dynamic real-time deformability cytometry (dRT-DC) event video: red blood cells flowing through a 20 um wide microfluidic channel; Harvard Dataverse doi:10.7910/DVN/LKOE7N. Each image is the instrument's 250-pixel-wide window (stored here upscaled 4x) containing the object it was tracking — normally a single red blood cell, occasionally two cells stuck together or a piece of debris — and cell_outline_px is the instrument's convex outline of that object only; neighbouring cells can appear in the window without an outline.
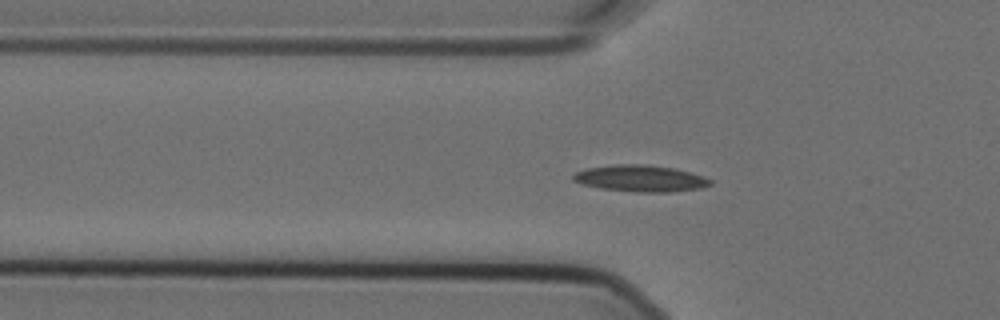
{"species": "Egyptian fruit bat (a non-hibernating species)", "species_latin": "Rousettus aegyptiacus", "temperature_condition": "cold", "stored_images_in_passage": 50, "camera_frame_rate_fps": 3000, "um_per_image_px": 0.085, "animal": {"sex": "female"}, "frame": {"image": 1, "passage_image": 11, "time_ms": 3.333, "image_size_px": [1000, 320], "cell_outline_px": [[712, 184], [700, 188], [672, 192], [636, 192], [600, 188], [580, 184], [572, 180], [572, 176], [576, 172], [588, 168], [616, 164], [644, 164], [676, 168], [704, 176], [712, 180]], "centroid_in_image_um": [54.45, 15.16], "position_along_channel_um": 71.3, "area_um2": 21.33}}
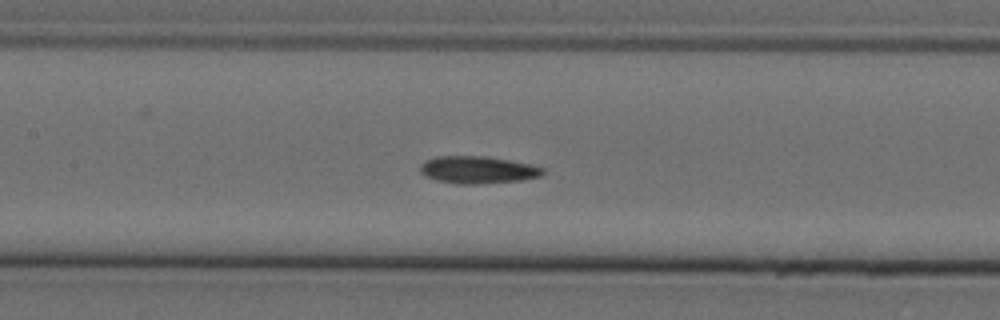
{"frame": {"image": 2, "passage_image": 19, "time_ms": 6.0, "image_size_px": [1000, 320], "cell_outline_px": [[544, 172], [540, 176], [520, 180], [476, 184], [456, 184], [436, 180], [424, 176], [420, 172], [420, 164], [424, 160], [436, 156], [488, 156], [532, 164], [544, 168]], "centroid_in_image_um": [40.57, 14.43], "position_along_channel_um": 166.8, "area_um2": 19.71}}
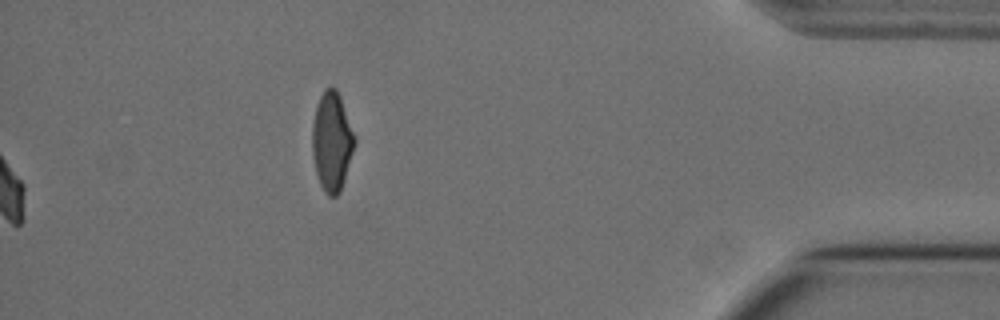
{"frame": {"image": 3, "passage_image": 50, "time_ms": 16.333, "image_size_px": [1000, 320], "cell_outline_px": [[356, 144], [340, 192], [336, 196], [328, 196], [324, 192], [320, 184], [316, 172], [312, 152], [312, 124], [316, 104], [324, 88], [336, 88], [340, 96], [356, 140]], "centroid_in_image_um": [28.2, 12.03], "position_along_channel_um": 407.0, "area_um2": 24.45}, "authors_computed_cell_mechanics": {"area_um2": 18.8428, "velocity_mm_per_s": 3.5509, "shape_relaxation_time_tau1_ms": 10.2175, "shape_relaxation_time_tau2_ms": null, "deformation_change_tau1": 0.2155, "deformation_change_tau2": null}}